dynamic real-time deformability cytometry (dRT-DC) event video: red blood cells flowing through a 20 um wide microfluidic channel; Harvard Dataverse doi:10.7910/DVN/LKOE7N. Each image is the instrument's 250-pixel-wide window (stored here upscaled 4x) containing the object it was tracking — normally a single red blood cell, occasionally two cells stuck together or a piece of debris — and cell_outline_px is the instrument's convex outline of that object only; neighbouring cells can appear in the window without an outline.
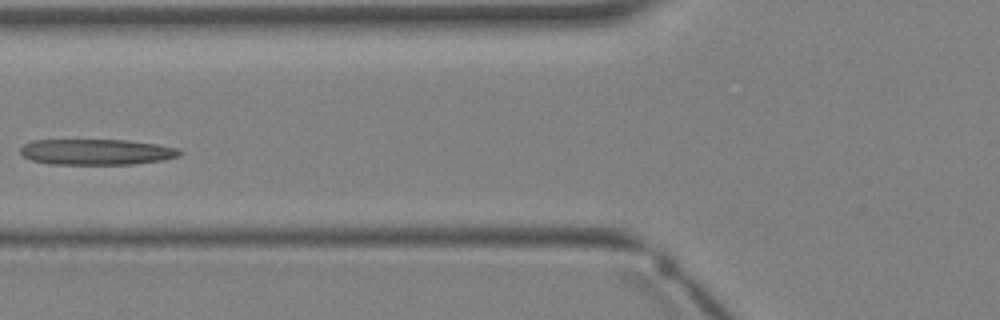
{"species": "Egyptian fruit bat (a non-hibernating species)", "species_latin": "Rousettus aegyptiacus", "temperature_condition": "warm", "stored_images_in_passage": 3, "camera_frame_rate_fps": 3000, "um_per_image_px": 0.085, "animal": {"sex": "female"}, "frame": {"image": 1, "passage_image": 3, "time_ms": 3.333, "image_size_px": [1000, 320], "cell_outline_px": [[184, 152], [180, 156], [164, 160], [136, 164], [48, 164], [32, 160], [24, 156], [20, 152], [20, 148], [24, 144], [32, 140], [124, 140], [160, 144], [180, 148]], "centroid_in_image_um": [8.27, 12.91], "position_along_channel_um": 117.5, "area_um2": 24.22}}